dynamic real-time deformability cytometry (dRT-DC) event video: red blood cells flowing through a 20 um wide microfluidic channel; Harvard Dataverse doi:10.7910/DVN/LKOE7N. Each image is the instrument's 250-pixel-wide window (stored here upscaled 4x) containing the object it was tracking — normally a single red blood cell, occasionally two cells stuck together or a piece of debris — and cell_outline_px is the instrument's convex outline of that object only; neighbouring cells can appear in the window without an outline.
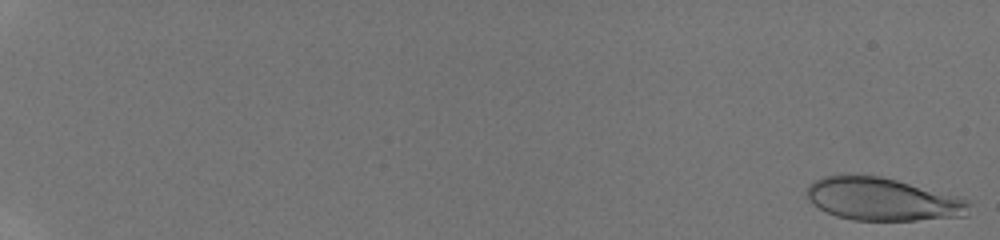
{"species": "human", "species_latin": "Homo sapiens", "temperature_condition": "room temperature", "stored_images_in_passage": 52, "camera_frame_rate_fps": 3000, "um_per_image_px": 0.085, "donor": {"sex": "male"}, "frame": {"image": 1, "passage_image": 1, "time_ms": 0.0, "image_size_px": [1000, 240], "cell_outline_px": [[976, 204], [968, 216], [916, 220], [852, 220], [836, 216], [812, 204], [804, 196], [804, 192], [808, 184], [812, 180], [824, 176], [880, 176], [964, 196]], "centroid_in_image_um": [75.12, 16.94], "position_along_channel_um": 9.9, "area_um2": 41.38}}
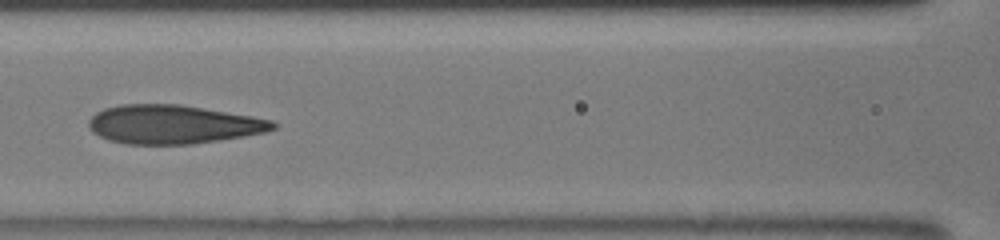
{"frame": {"image": 2, "passage_image": 28, "time_ms": 9.0, "image_size_px": [1000, 240], "cell_outline_px": [[280, 124], [276, 128], [264, 132], [244, 136], [220, 140], [192, 144], [124, 144], [108, 140], [92, 132], [88, 128], [88, 120], [96, 112], [104, 108], [120, 104], [180, 104], [252, 116], [272, 120]], "centroid_in_image_um": [14.69, 10.57], "position_along_channel_um": 151.9, "area_um2": 41.85}}
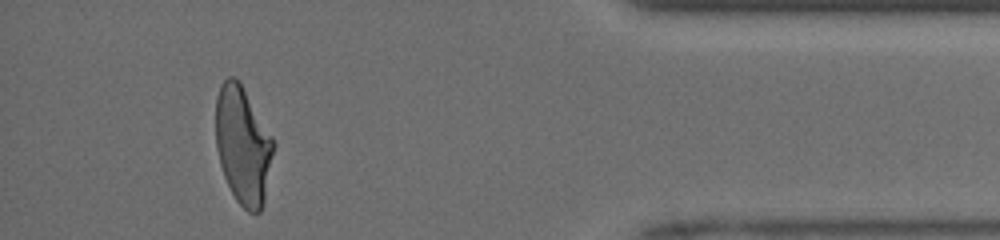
{"frame": {"image": 3, "passage_image": 49, "time_ms": 16.0, "image_size_px": [1000, 240], "cell_outline_px": [[276, 144], [264, 200], [260, 212], [248, 212], [236, 200], [224, 176], [220, 164], [216, 148], [216, 96], [220, 84], [228, 76], [236, 76], [240, 80], [272, 136]], "centroid_in_image_um": [20.65, 12.3], "position_along_channel_um": 414.5, "area_um2": 39.94}, "authors_computed_cell_mechanics": {"area_um2": 40.9224, "velocity_mm_per_s": 4.2429, "shape_relaxation_time_tau1_ms": 10.6434, "shape_relaxation_time_tau2_ms": 1.1202, "deformation_change_tau1": 0.3581, "deformation_change_tau2": 0.0886}}